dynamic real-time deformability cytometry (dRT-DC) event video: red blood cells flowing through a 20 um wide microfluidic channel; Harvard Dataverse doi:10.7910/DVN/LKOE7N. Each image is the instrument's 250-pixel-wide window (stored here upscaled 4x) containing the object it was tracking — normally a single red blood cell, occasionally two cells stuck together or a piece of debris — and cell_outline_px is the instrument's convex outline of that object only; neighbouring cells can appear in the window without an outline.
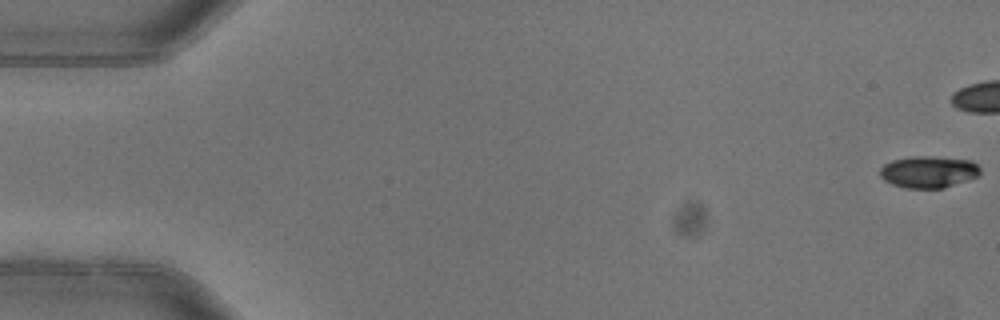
{"species": "common noctule bat (a hibernating species)", "species_latin": "Nyctalus noctula", "temperature_condition": "warm", "stored_images_in_passage": 4, "camera_frame_rate_fps": 3000, "um_per_image_px": 0.085, "animal": {"sex": "female"}, "frame": {"image": 1, "passage_image": 1, "time_ms": 0.0, "image_size_px": [1000, 320], "cell_outline_px": [[980, 172], [976, 176], [968, 180], [944, 188], [904, 188], [892, 184], [884, 180], [880, 176], [880, 168], [884, 164], [892, 160], [912, 156], [932, 156], [972, 160], [980, 168]], "centroid_in_image_um": [78.91, 14.6], "position_along_channel_um": 6.1, "area_um2": 18.67}}
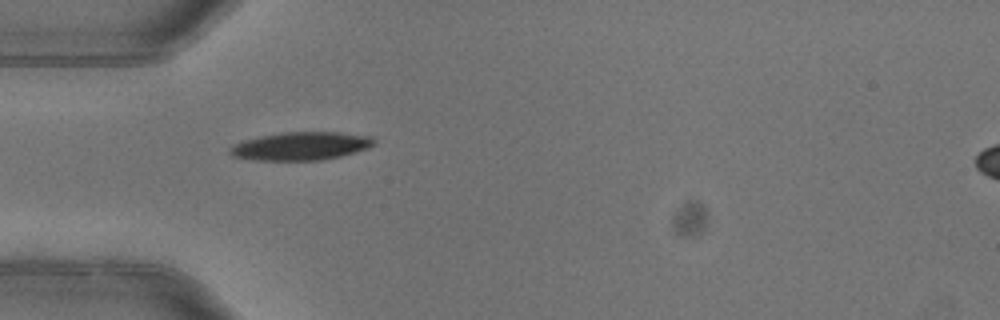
{"frame": {"image": 2, "passage_image": 4, "time_ms": 1.0, "image_size_px": [1000, 320], "cell_outline_px": [[376, 144], [368, 148], [340, 156], [320, 160], [256, 160], [232, 156], [228, 152], [228, 148], [232, 144], [244, 140], [260, 136], [284, 132], [340, 132], [372, 136], [376, 140]], "centroid_in_image_um": [25.57, 12.41], "position_along_channel_um": 59.4, "area_um2": 23.76}}